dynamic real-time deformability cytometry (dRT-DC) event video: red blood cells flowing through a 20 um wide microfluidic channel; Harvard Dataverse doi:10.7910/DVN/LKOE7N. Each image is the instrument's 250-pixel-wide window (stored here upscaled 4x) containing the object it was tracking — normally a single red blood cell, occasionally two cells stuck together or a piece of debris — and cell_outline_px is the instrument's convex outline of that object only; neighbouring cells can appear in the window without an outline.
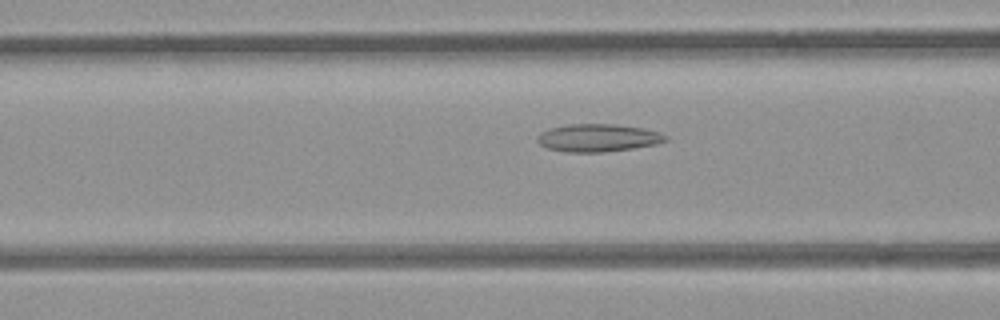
{"species": "common noctule bat (a hibernating species)", "species_latin": "Nyctalus noctula", "temperature_condition": "room temperature", "stored_images_in_passage": 44, "camera_frame_rate_fps": 3000, "um_per_image_px": 0.085, "animal": {"sex": "female", "body_mass_g": 21.9}, "frame": {"image": 1, "passage_image": 14, "time_ms": 4.333, "image_size_px": [1000, 320], "cell_outline_px": [[668, 140], [656, 144], [632, 148], [604, 152], [568, 152], [548, 148], [540, 144], [536, 140], [540, 132], [552, 128], [568, 124], [616, 124], [644, 128], [660, 132], [668, 136]], "centroid_in_image_um": [50.86, 11.71], "position_along_channel_um": 115.7, "area_um2": 20.69}}
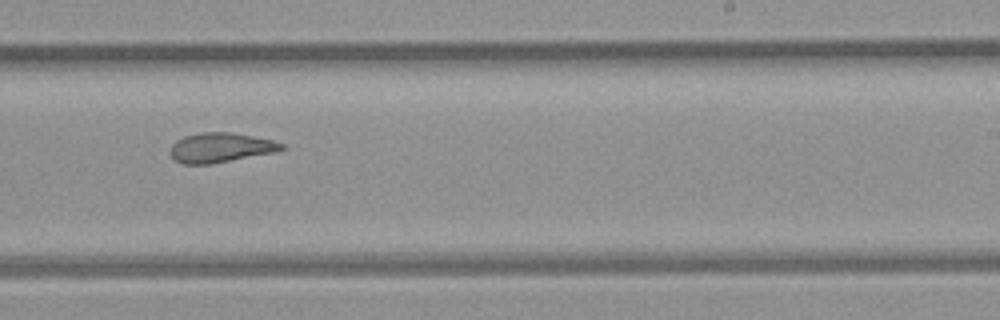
{"frame": {"image": 2, "passage_image": 26, "time_ms": 8.333, "image_size_px": [1000, 320], "cell_outline_px": [[288, 148], [276, 152], [212, 164], [184, 164], [176, 160], [168, 152], [172, 144], [176, 140], [184, 136], [200, 132], [232, 132], [272, 140], [284, 144]], "centroid_in_image_um": [18.76, 12.54], "position_along_channel_um": 270.2, "area_um2": 19.42}}
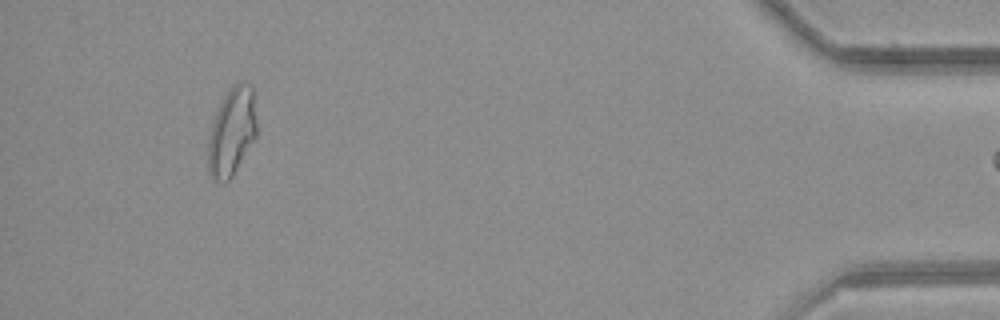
{"frame": {"image": 3, "passage_image": 43, "time_ms": 14.0, "image_size_px": [1000, 320], "cell_outline_px": [[256, 136], [232, 176], [228, 180], [216, 180], [212, 176], [208, 168], [208, 140], [212, 124], [216, 112], [224, 96], [232, 84], [240, 80], [244, 80], [252, 84], [256, 120]], "centroid_in_image_um": [19.72, 11.12], "position_along_channel_um": 415.5, "area_um2": 24.74}}